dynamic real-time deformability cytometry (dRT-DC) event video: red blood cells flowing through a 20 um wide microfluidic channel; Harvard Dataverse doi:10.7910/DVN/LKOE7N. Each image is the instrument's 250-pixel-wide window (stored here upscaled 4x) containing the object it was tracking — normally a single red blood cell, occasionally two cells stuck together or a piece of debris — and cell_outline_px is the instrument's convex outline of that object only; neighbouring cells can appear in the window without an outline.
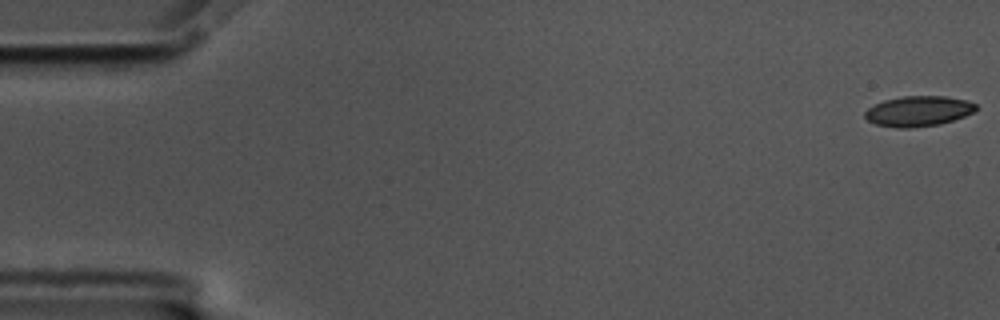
{"species": "common noctule bat (a hibernating species)", "species_latin": "Nyctalus noctula", "temperature_condition": "cold", "stored_images_in_passage": 5, "camera_frame_rate_fps": 3000, "um_per_image_px": 0.085, "animal": {"sex": "male", "body_mass_g": 17.5, "forearm_length_mm": 52.3}, "frame": {"image": 1, "passage_image": 1, "time_ms": 0.0, "image_size_px": [1000, 320], "cell_outline_px": [[976, 112], [940, 124], [912, 128], [896, 128], [876, 124], [868, 120], [864, 116], [864, 112], [868, 108], [884, 100], [904, 96], [948, 96], [964, 100], [976, 104]], "centroid_in_image_um": [78.06, 9.45], "position_along_channel_um": 6.9, "area_um2": 19.59}}